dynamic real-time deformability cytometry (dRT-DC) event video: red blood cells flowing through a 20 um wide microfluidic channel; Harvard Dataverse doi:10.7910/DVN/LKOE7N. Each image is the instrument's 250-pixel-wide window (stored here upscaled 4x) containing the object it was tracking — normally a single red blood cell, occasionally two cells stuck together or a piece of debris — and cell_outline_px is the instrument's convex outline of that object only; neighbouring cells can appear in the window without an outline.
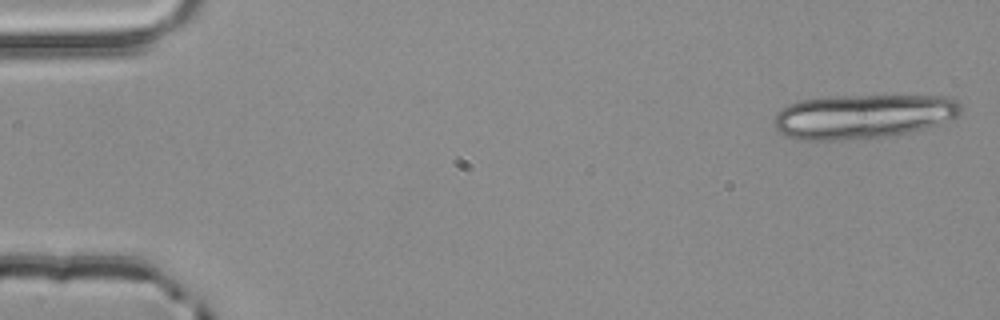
{"species": "common noctule bat (a hibernating species)", "species_latin": "Nyctalus noctula", "temperature_condition": "room temperature", "stored_images_in_passage": 4, "segment_of_instrument_passage": [1, 2], "camera_frame_rate_fps": 3000, "um_per_image_px": 0.085, "animal": {"sex": "male", "body_mass_g": 20.4}, "frame": {"image": 1, "passage_image": 1, "time_ms": 0.0, "image_size_px": [1000, 320], "cell_outline_px": [[960, 116], [924, 128], [908, 132], [888, 136], [836, 140], [800, 140], [784, 136], [776, 132], [776, 112], [780, 108], [788, 104], [800, 100], [832, 96], [952, 96], [960, 104]], "centroid_in_image_um": [73.32, 9.88], "position_along_channel_um": 11.7, "area_um2": 48.26}}